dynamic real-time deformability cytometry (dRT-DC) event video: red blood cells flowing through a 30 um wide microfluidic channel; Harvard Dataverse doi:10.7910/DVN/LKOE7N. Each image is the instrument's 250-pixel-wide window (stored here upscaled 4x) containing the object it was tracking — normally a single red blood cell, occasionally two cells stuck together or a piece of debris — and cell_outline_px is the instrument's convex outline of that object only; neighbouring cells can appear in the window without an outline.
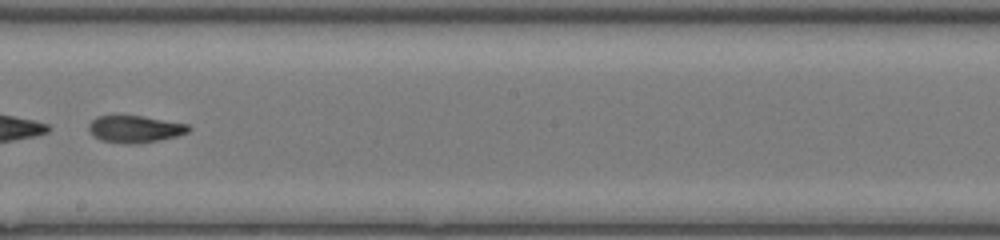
{"species": "common noctule bat (a hibernating species)", "species_latin": "Nyctalus noctula", "temperature_condition": "room temperature", "stored_images_in_passage": 36, "camera_frame_rate_fps": 3000, "um_per_image_px": 0.085, "animal": {"sex": "female", "body_mass_g": 17.0, "forearm_length_mm": 48.0}, "frame": {"image": 1, "passage_image": 16, "time_ms": 5.0, "image_size_px": [1000, 240], "cell_outline_px": [[192, 128], [188, 132], [176, 136], [160, 140], [136, 144], [124, 144], [100, 140], [92, 136], [88, 128], [88, 124], [96, 116], [144, 116], [188, 124]], "centroid_in_image_um": [11.46, 10.98], "position_along_channel_um": 236.7, "area_um2": 15.9}, "authors_computed_cell_mechanics": {"area_um2": 16.8198, "velocity_mm_per_s": 4.2969, "shape_relaxation_time_tau1_ms": 1.3364, "shape_relaxation_time_tau2_ms": 3.6409, "deformation_change_tau1": 0.2707, "deformation_change_tau2": 0.1007}}